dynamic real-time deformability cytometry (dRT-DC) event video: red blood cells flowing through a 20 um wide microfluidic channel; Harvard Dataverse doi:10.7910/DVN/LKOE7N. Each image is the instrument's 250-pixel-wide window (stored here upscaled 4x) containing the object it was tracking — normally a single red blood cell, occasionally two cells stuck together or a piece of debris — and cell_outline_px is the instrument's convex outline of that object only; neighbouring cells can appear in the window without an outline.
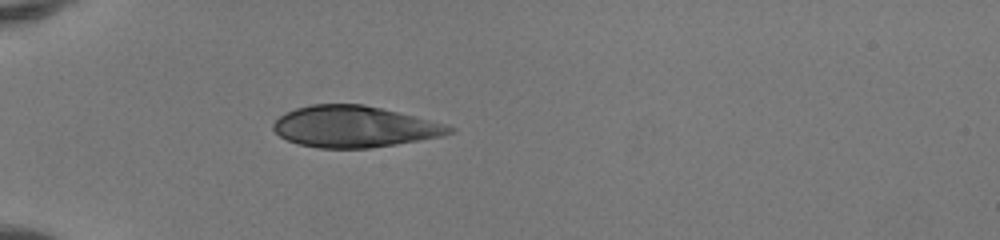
{"species": "human", "species_latin": "Homo sapiens", "temperature_condition": "room temperature", "stored_images_in_passage": 35, "camera_frame_rate_fps": 3000, "um_per_image_px": 0.085, "donor": {"sex": "female"}, "frame": {"image": 1, "passage_image": 1, "time_ms": 0.0, "image_size_px": [1000, 240], "cell_outline_px": [[456, 132], [440, 136], [396, 144], [368, 148], [316, 148], [300, 144], [288, 140], [280, 136], [272, 128], [272, 124], [280, 116], [296, 108], [312, 104], [364, 104], [444, 124], [456, 128]], "centroid_in_image_um": [30.09, 10.77], "position_along_channel_um": 54.9, "area_um2": 41.91}}
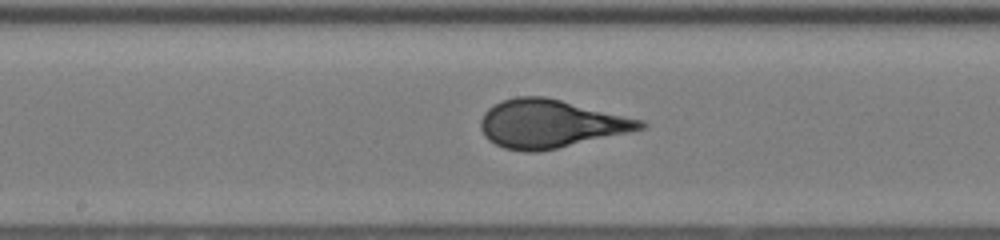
{"frame": {"image": 2, "passage_image": 13, "time_ms": 4.0, "image_size_px": [1000, 240], "cell_outline_px": [[648, 124], [644, 128], [628, 132], [556, 148], [536, 152], [524, 152], [504, 148], [488, 140], [484, 136], [480, 128], [480, 120], [484, 112], [488, 108], [500, 100], [516, 96], [544, 96], [644, 120]], "centroid_in_image_um": [46.74, 10.51], "position_along_channel_um": 201.5, "area_um2": 44.62}}
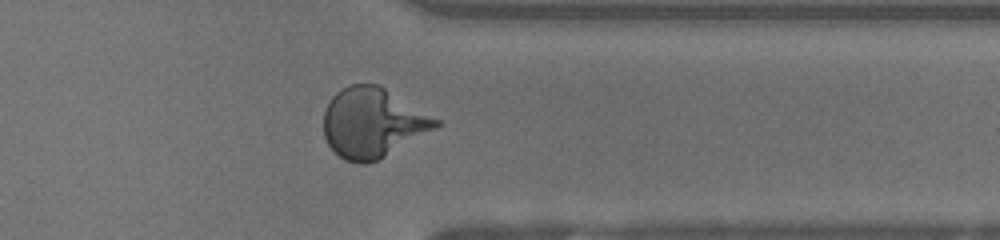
{"frame": {"image": 3, "passage_image": 26, "time_ms": 8.333, "image_size_px": [1000, 240], "cell_outline_px": [[440, 124], [436, 128], [376, 160], [364, 164], [360, 164], [344, 160], [328, 144], [324, 136], [324, 112], [332, 96], [336, 92], [348, 84], [380, 84], [440, 120]], "centroid_in_image_um": [31.66, 10.41], "position_along_channel_um": 379.7, "area_um2": 45.2}, "authors_computed_cell_mechanics": {"area_um2": 44.3326, "velocity_mm_per_s": 4.1487, "shape_relaxation_time_tau1_ms": 5.2621, "shape_relaxation_time_tau2_ms": null, "deformation_change_tau1": 0.2355, "deformation_change_tau2": null}}